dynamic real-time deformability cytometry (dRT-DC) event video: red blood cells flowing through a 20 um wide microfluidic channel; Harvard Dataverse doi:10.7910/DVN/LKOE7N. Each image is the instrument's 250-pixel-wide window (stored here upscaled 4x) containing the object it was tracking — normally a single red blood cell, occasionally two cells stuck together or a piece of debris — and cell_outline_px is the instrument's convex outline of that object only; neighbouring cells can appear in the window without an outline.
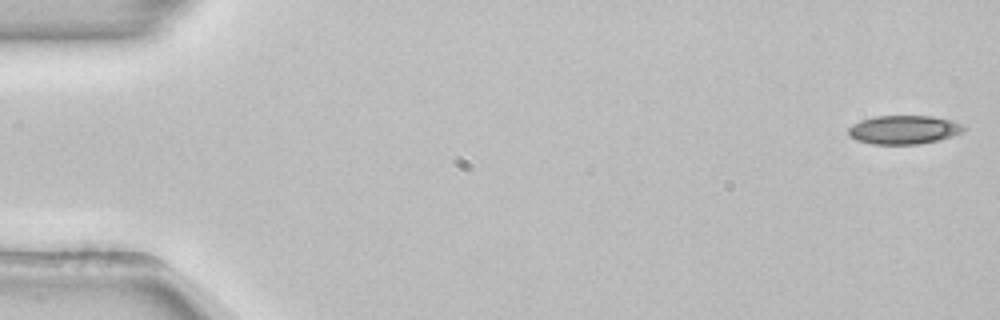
{"species": "common noctule bat (a hibernating species)", "species_latin": "Nyctalus noctula", "temperature_condition": "room temperature", "stored_images_in_passage": 15, "camera_frame_rate_fps": 3000, "um_per_image_px": 0.085, "animal": {"sex": "female", "body_mass_g": 22.7, "forearm_length_mm": 54.2}, "frame": {"image": 1, "passage_image": 1, "time_ms": 0.0, "image_size_px": [1000, 320], "cell_outline_px": [[968, 128], [964, 132], [952, 136], [920, 144], [872, 144], [856, 140], [848, 136], [848, 128], [852, 124], [860, 120], [876, 116], [932, 116], [952, 120]], "centroid_in_image_um": [76.82, 11.02], "position_along_channel_um": 8.2, "area_um2": 19.42}}
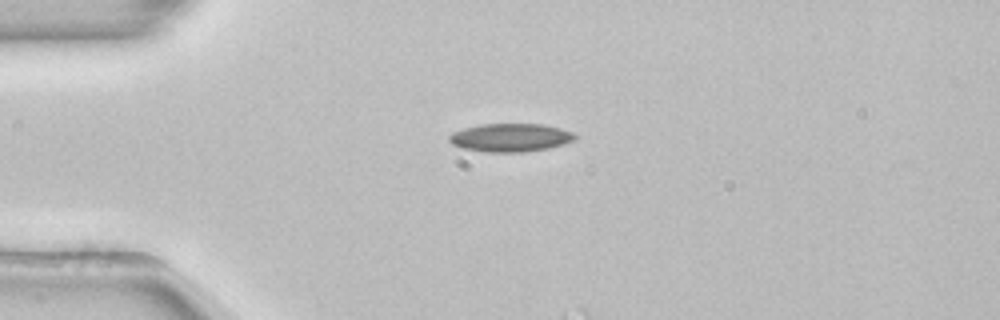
{"frame": {"image": 2, "passage_image": 13, "time_ms": 4.0, "image_size_px": [1000, 320], "cell_outline_px": [[576, 140], [564, 144], [548, 148], [524, 152], [488, 152], [460, 148], [452, 144], [448, 140], [448, 136], [452, 132], [464, 128], [480, 124], [540, 124], [560, 128], [572, 132], [576, 136]], "centroid_in_image_um": [43.36, 11.7], "position_along_channel_um": 41.6, "area_um2": 20.81}}